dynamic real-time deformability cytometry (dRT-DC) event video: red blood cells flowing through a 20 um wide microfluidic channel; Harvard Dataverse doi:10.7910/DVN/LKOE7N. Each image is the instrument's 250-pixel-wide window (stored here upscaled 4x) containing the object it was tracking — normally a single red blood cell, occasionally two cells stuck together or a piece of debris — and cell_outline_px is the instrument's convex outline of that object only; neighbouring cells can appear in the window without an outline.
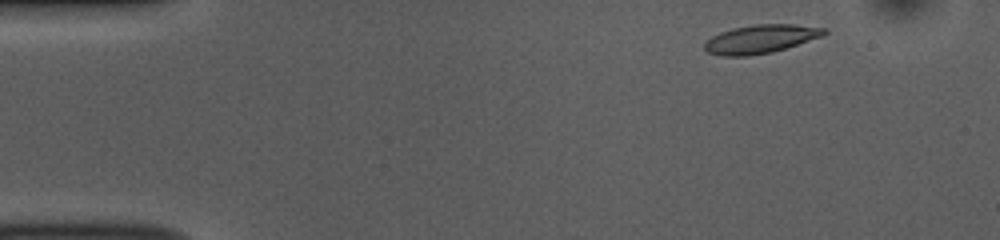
{"species": "common noctule bat (a hibernating species)", "species_latin": "Nyctalus noctula", "temperature_condition": "room temperature", "stored_images_in_passage": 48, "camera_frame_rate_fps": 3000, "um_per_image_px": 0.085, "animal": {"sex": "female", "body_mass_g": 10.0, "forearm_length_mm": 53.1}, "frame": {"image": 1, "passage_image": 2, "time_ms": 0.333, "image_size_px": [1000, 240], "cell_outline_px": [[828, 32], [824, 36], [772, 52], [748, 56], [720, 56], [708, 52], [704, 48], [704, 44], [712, 36], [720, 32], [732, 28], [752, 24], [792, 24], [828, 28]], "centroid_in_image_um": [64.68, 3.31], "position_along_channel_um": 20.3, "area_um2": 20.0}}
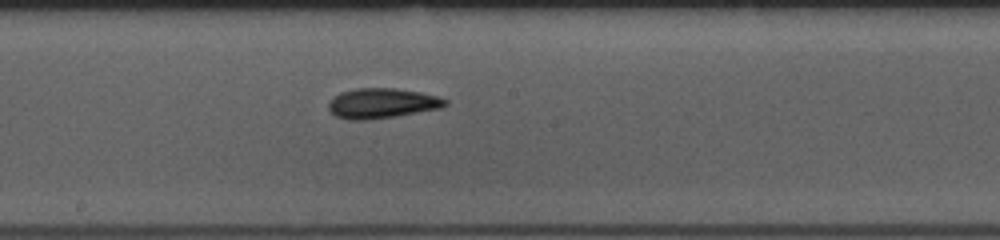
{"frame": {"image": 2, "passage_image": 24, "time_ms": 7.667, "image_size_px": [1000, 240], "cell_outline_px": [[448, 104], [440, 108], [396, 116], [368, 120], [348, 120], [336, 116], [328, 108], [328, 104], [340, 92], [356, 88], [396, 88], [420, 92], [436, 96], [448, 100]], "centroid_in_image_um": [32.47, 8.78], "position_along_channel_um": 215.7, "area_um2": 20.35}}
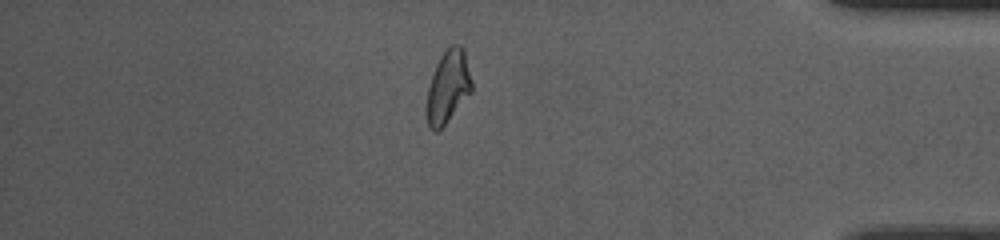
{"frame": {"image": 3, "passage_image": 41, "time_ms": 13.333, "image_size_px": [1000, 240], "cell_outline_px": [[472, 92], [444, 124], [436, 132], [432, 132], [428, 128], [428, 88], [436, 64], [440, 56], [452, 44], [460, 44], [464, 48], [472, 80]], "centroid_in_image_um": [38.11, 7.34], "position_along_channel_um": 397.1, "area_um2": 18.79}, "authors_computed_cell_mechanics": {"area_um2": 19.7676, "velocity_mm_per_s": 3.7806, "shape_relaxation_time_tau1_ms": 3.5753, "shape_relaxation_time_tau2_ms": 3.0369, "deformation_change_tau1": 0.1294, "deformation_change_tau2": 0.0989}}